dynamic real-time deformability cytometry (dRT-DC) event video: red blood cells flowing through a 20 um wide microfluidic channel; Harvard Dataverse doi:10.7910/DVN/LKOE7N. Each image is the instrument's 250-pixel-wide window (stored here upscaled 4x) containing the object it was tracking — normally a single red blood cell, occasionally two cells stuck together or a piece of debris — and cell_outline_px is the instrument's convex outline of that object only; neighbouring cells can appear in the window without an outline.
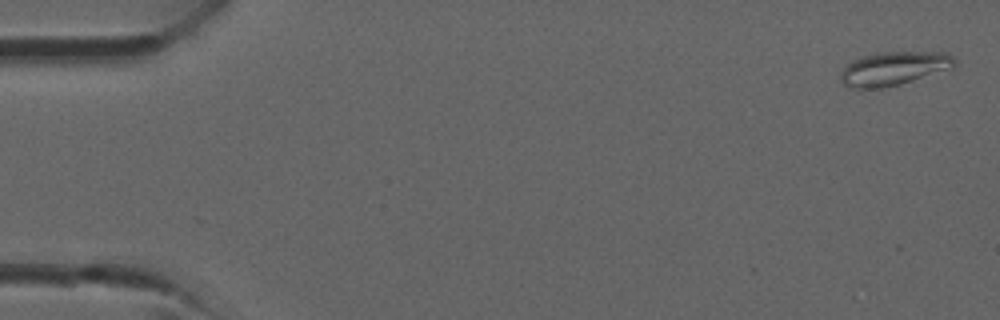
{"species": "common noctule bat (a hibernating species)", "species_latin": "Nyctalus noctula", "temperature_condition": "room temperature", "stored_images_in_passage": 17, "camera_frame_rate_fps": 3000, "um_per_image_px": 0.085, "animal": {"sex": "male", "forearm_length_mm": 52.5}, "frame": {"image": 1, "passage_image": 1, "time_ms": 0.0, "image_size_px": [1000, 320], "cell_outline_px": [[956, 64], [952, 68], [900, 84], [884, 88], [852, 88], [844, 84], [840, 80], [840, 76], [844, 68], [852, 60], [876, 52], [948, 52], [956, 60]], "centroid_in_image_um": [75.99, 5.81], "position_along_channel_um": 9.0, "area_um2": 22.31}}
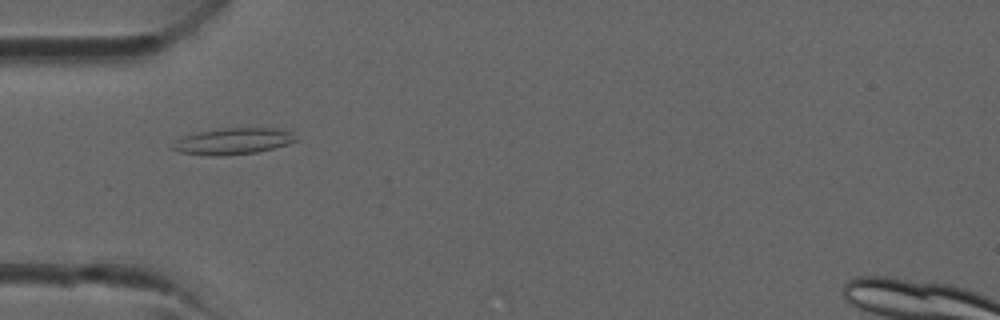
{"frame": {"image": 2, "passage_image": 12, "time_ms": 3.667, "image_size_px": [1000, 320], "cell_outline_px": [[296, 140], [288, 144], [256, 152], [224, 156], [208, 156], [180, 152], [172, 148], [172, 144], [180, 136], [200, 132], [228, 128], [276, 128], [288, 132]], "centroid_in_image_um": [19.73, 12.02], "position_along_channel_um": 65.3, "area_um2": 18.61}}
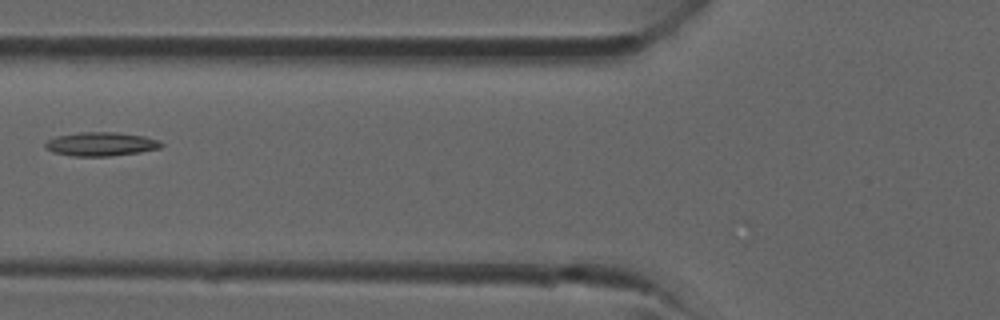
{"frame": {"image": 3, "passage_image": 15, "time_ms": 4.667, "image_size_px": [1000, 320], "cell_outline_px": [[164, 144], [160, 148], [140, 152], [108, 156], [72, 156], [52, 152], [44, 148], [44, 144], [48, 140], [56, 136], [80, 132], [116, 132], [144, 136], [160, 140]], "centroid_in_image_um": [8.57, 12.24], "position_along_channel_um": 117.2, "area_um2": 16.18}}